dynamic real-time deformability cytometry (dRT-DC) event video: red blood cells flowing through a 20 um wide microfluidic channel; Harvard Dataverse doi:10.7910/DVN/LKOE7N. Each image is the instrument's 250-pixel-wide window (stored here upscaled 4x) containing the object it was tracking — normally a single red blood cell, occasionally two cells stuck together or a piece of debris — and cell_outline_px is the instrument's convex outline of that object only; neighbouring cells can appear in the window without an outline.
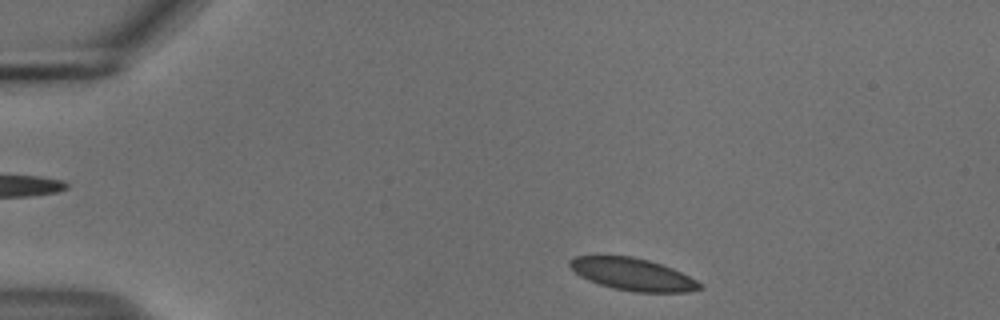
{"species": "common noctule bat (a hibernating species)", "species_latin": "Nyctalus noctula", "temperature_condition": "cold", "stored_images_in_passage": 47, "camera_frame_rate_fps": 3000, "um_per_image_px": 0.085, "animal": {"sex": "male", "body_mass_g": 18.8}, "frame": {"image": 1, "passage_image": 2, "time_ms": 0.333, "image_size_px": [1000, 320], "cell_outline_px": [[704, 288], [688, 292], [636, 292], [612, 288], [588, 280], [580, 276], [568, 264], [568, 260], [576, 256], [632, 256], [648, 260], [672, 268], [704, 284]], "centroid_in_image_um": [53.8, 23.32], "position_along_channel_um": 31.2, "area_um2": 24.33}}
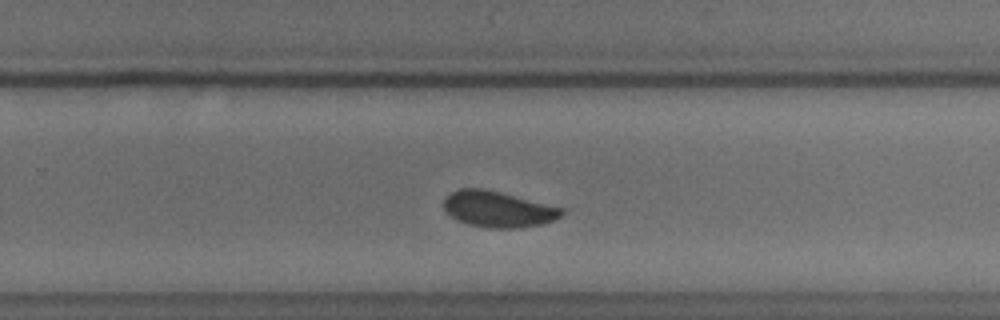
{"frame": {"image": 2, "passage_image": 28, "time_ms": 9.0, "image_size_px": [1000, 320], "cell_outline_px": [[564, 212], [560, 216], [544, 224], [516, 228], [492, 228], [468, 224], [456, 220], [444, 208], [444, 196], [460, 188], [484, 188], [564, 208]], "centroid_in_image_um": [42.32, 17.77], "position_along_channel_um": 287.5, "area_um2": 24.62}}
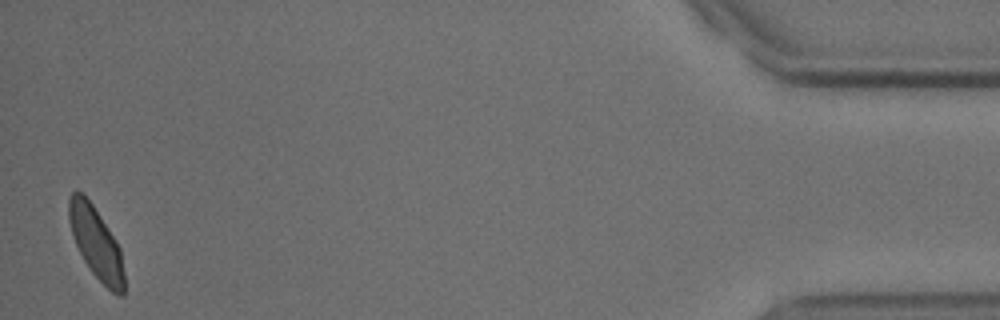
{"frame": {"image": 3, "passage_image": 46, "time_ms": 15.0, "image_size_px": [1000, 320], "cell_outline_px": [[124, 296], [120, 296], [112, 292], [92, 272], [84, 260], [76, 244], [68, 220], [68, 196], [76, 188], [92, 204], [116, 240], [120, 248], [124, 272]], "centroid_in_image_um": [8.16, 20.64], "position_along_channel_um": 427.0, "area_um2": 22.83}, "authors_computed_cell_mechanics": {"area_um2": 24.854, "velocity_mm_per_s": 3.6711, "shape_relaxation_time_tau1_ms": 2.6187, "shape_relaxation_time_tau2_ms": 1.0094, "deformation_change_tau1": 0.1033, "deformation_change_tau2": 0.0389}}